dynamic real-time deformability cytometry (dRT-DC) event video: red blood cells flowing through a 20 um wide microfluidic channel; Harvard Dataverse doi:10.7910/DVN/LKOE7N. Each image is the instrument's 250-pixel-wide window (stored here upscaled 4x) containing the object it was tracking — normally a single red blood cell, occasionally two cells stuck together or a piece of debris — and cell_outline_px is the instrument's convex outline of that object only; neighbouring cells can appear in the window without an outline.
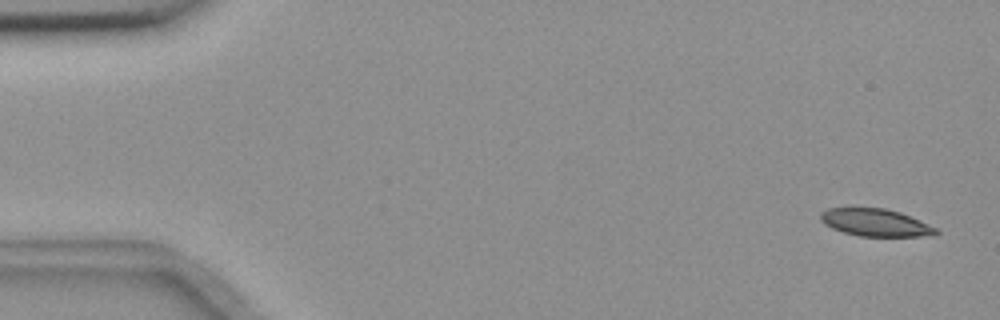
{"species": "common noctule bat (a hibernating species)", "species_latin": "Nyctalus noctula", "temperature_condition": "room temperature", "stored_images_in_passage": 55, "camera_frame_rate_fps": 3000, "um_per_image_px": 0.085, "animal": {"sex": "female", "body_mass_g": 18.4}, "frame": {"image": 1, "passage_image": 2, "time_ms": 0.333, "image_size_px": [1000, 320], "cell_outline_px": [[940, 232], [936, 236], [860, 236], [844, 232], [832, 228], [824, 224], [820, 220], [820, 212], [828, 208], [884, 208], [900, 212], [920, 220], [936, 228]], "centroid_in_image_um": [74.43, 18.92], "position_along_channel_um": 10.6, "area_um2": 18.5}}
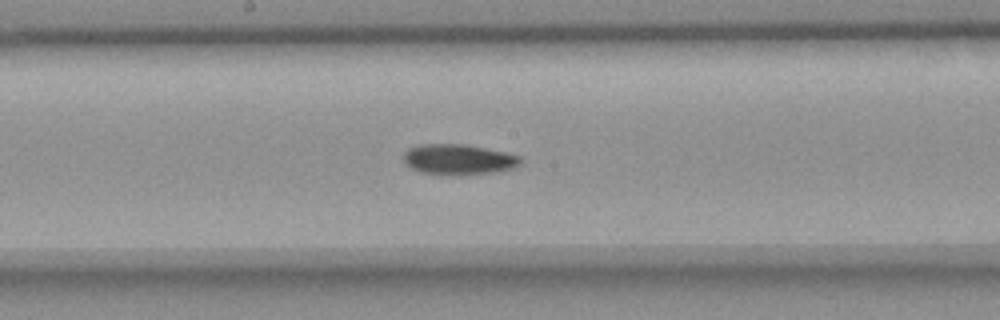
{"frame": {"image": 2, "passage_image": 29, "time_ms": 9.333, "image_size_px": [1000, 320], "cell_outline_px": [[524, 160], [520, 164], [512, 168], [500, 172], [460, 176], [440, 176], [420, 172], [404, 164], [404, 152], [408, 148], [420, 144], [464, 144], [504, 152], [520, 156]], "centroid_in_image_um": [38.96, 13.59], "position_along_channel_um": 209.2, "area_um2": 21.39}}
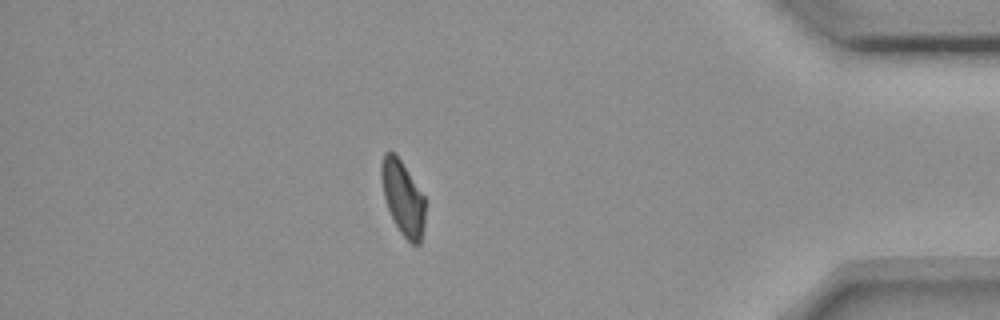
{"frame": {"image": 3, "passage_image": 48, "time_ms": 15.667, "image_size_px": [1000, 320], "cell_outline_px": [[424, 224], [420, 244], [412, 244], [400, 232], [388, 208], [384, 196], [380, 176], [380, 164], [384, 152], [392, 152], [400, 160], [424, 196]], "centroid_in_image_um": [34.23, 16.81], "position_along_channel_um": 401.0, "area_um2": 18.55}, "authors_computed_cell_mechanics": {"area_um2": 20.1722, "velocity_mm_per_s": 3.6632, "shape_relaxation_time_tau1_ms": 6.84, "shape_relaxation_time_tau2_ms": 8.114, "deformation_change_tau1": 0.1648, "deformation_change_tau2": 0.1377}}